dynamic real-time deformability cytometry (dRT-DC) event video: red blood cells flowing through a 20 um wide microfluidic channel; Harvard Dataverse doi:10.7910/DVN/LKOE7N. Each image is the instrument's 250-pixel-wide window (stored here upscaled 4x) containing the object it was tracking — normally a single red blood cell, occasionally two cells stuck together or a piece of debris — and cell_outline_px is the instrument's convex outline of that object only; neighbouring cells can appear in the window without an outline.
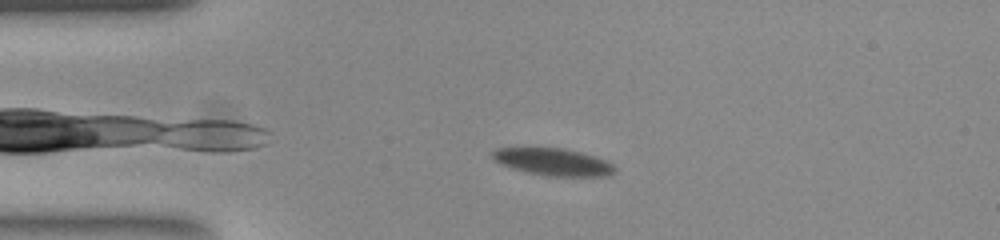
{"species": "common noctule bat (a hibernating species)", "species_latin": "Nyctalus noctula", "temperature_condition": "room temperature", "stored_images_in_passage": 39, "camera_frame_rate_fps": 3000, "um_per_image_px": 0.085, "animal": {"sex": "female", "body_mass_g": 23.0, "forearm_length_mm": 53.4}, "frame": {"image": 1, "passage_image": 8, "time_ms": 2.333, "image_size_px": [1000, 240], "cell_outline_px": [[616, 172], [608, 176], [548, 176], [528, 172], [512, 168], [496, 160], [492, 156], [492, 152], [496, 148], [564, 148], [596, 156], [608, 160], [616, 168]], "centroid_in_image_um": [47.1, 13.76], "position_along_channel_um": 37.9, "area_um2": 19.31}}
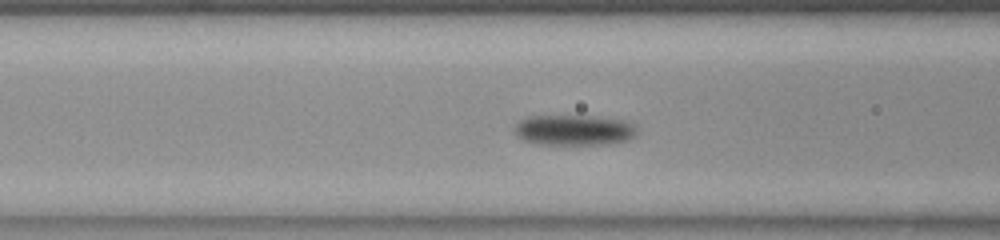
{"frame": {"image": 2, "passage_image": 17, "time_ms": 5.333, "image_size_px": [1000, 240], "cell_outline_px": [[636, 132], [628, 140], [608, 144], [540, 144], [524, 140], [516, 132], [516, 124], [520, 120], [528, 116], [588, 116], [624, 120], [632, 124], [636, 128]], "centroid_in_image_um": [48.8, 11.05], "position_along_channel_um": 117.8, "area_um2": 21.39}}
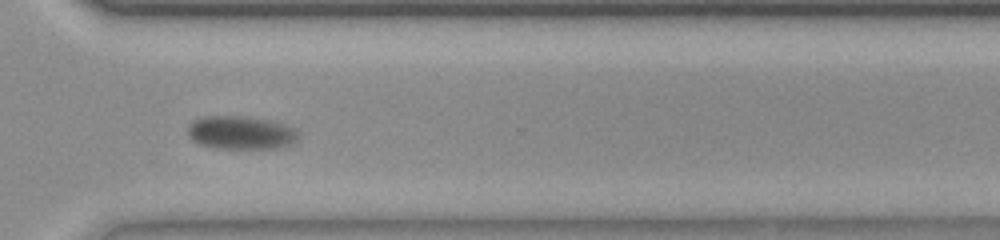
{"frame": {"image": 3, "passage_image": 36, "time_ms": 11.667, "image_size_px": [1000, 240], "cell_outline_px": [[300, 136], [292, 144], [276, 148], [220, 148], [204, 144], [192, 140], [188, 136], [188, 128], [192, 120], [204, 116], [244, 116], [284, 124], [296, 128]], "centroid_in_image_um": [20.49, 11.27], "position_along_channel_um": 350.1, "area_um2": 21.27}, "authors_computed_cell_mechanics": {"area_um2": 21.386, "velocity_mm_per_s": 3.6692, "shape_relaxation_time_tau1_ms": 6.086, "shape_relaxation_time_tau2_ms": null, "deformation_change_tau1": 0.182, "deformation_change_tau2": null}}